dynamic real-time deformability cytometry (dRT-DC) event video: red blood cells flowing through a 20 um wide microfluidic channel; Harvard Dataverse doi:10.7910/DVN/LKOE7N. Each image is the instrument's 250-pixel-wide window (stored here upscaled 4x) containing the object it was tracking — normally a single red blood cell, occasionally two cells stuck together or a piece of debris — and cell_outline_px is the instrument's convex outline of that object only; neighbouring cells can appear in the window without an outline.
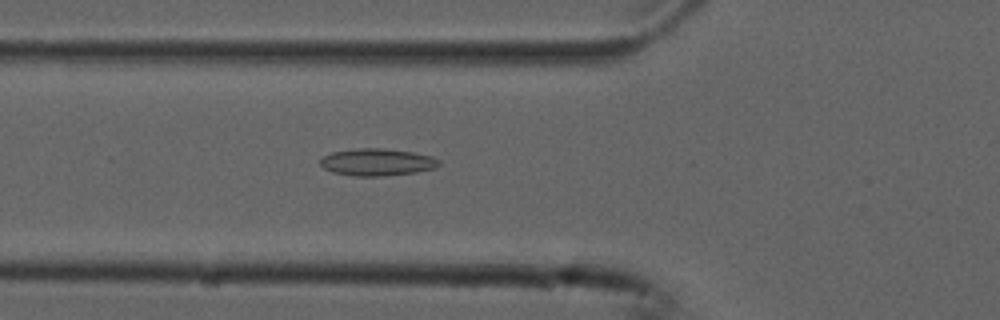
{"species": "common noctule bat (a hibernating species)", "species_latin": "Nyctalus noctula", "temperature_condition": "cold", "stored_images_in_passage": 45, "camera_frame_rate_fps": 3000, "um_per_image_px": 0.085, "animal": {"sex": "male", "forearm_length_mm": 52.5}, "frame": {"image": 1, "passage_image": 10, "time_ms": 3.0, "image_size_px": [1000, 320], "cell_outline_px": [[440, 164], [436, 168], [416, 172], [384, 176], [356, 176], [332, 172], [324, 168], [320, 164], [320, 160], [324, 156], [332, 152], [356, 148], [384, 148], [412, 152], [432, 156], [440, 160]], "centroid_in_image_um": [32.07, 13.78], "position_along_channel_um": 93.7, "area_um2": 18.84}}
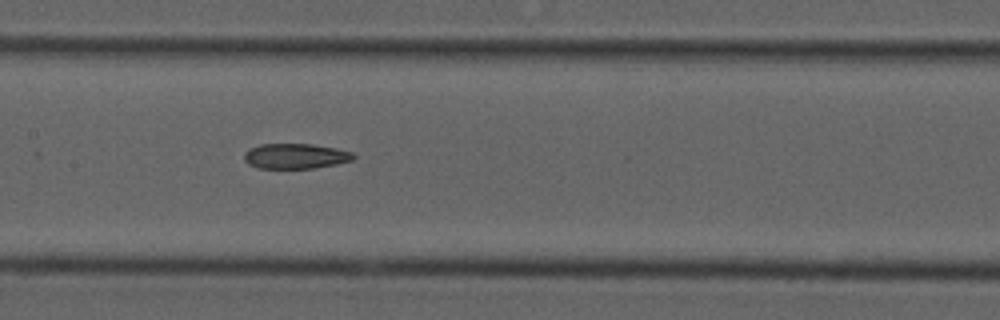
{"frame": {"image": 2, "passage_image": 17, "time_ms": 5.333, "image_size_px": [1000, 320], "cell_outline_px": [[356, 156], [352, 160], [336, 164], [312, 168], [256, 168], [248, 164], [244, 160], [244, 152], [248, 148], [260, 144], [312, 144], [336, 148], [352, 152]], "centroid_in_image_um": [25.08, 13.26], "position_along_channel_um": 182.3, "area_um2": 16.13}}
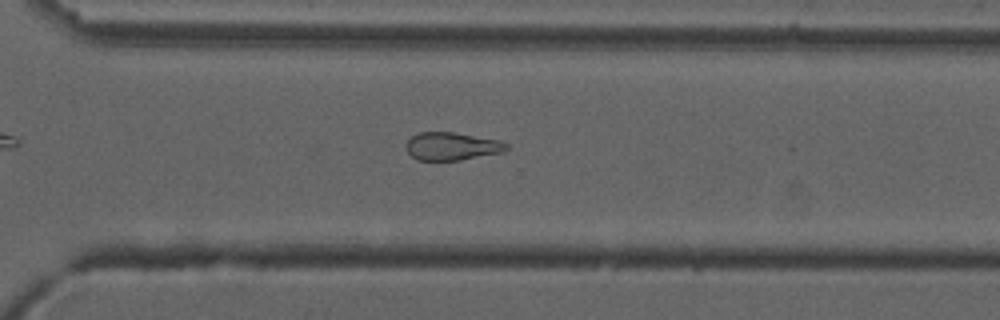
{"frame": {"image": 3, "passage_image": 29, "time_ms": 9.333, "image_size_px": [1000, 320], "cell_outline_px": [[508, 148], [504, 152], [460, 160], [416, 160], [404, 148], [408, 140], [412, 136], [420, 132], [452, 132], [496, 140], [508, 144]], "centroid_in_image_um": [38.37, 12.44], "position_along_channel_um": 332.2, "area_um2": 16.18}, "authors_computed_cell_mechanics": {"area_um2": 17.8602, "velocity_mm_per_s": 3.7731, "shape_relaxation_time_tau1_ms": null, "shape_relaxation_time_tau2_ms": 6.9093, "deformation_change_tau1": null, "deformation_change_tau2": 0.153}}